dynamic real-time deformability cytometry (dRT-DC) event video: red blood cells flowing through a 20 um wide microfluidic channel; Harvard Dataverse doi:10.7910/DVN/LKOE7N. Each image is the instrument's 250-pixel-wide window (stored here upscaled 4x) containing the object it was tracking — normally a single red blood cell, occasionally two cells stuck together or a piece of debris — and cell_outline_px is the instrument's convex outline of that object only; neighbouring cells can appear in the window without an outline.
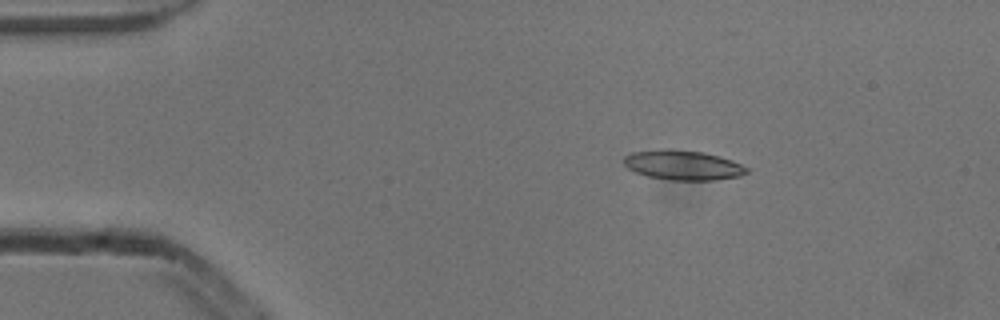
{"species": "common noctule bat (a hibernating species)", "species_latin": "Nyctalus noctula", "temperature_condition": "cold", "stored_images_in_passage": 6, "camera_frame_rate_fps": 3000, "um_per_image_px": 0.085, "animal": {"sex": "male", "body_mass_g": 13.3}, "frame": {"image": 1, "passage_image": 1, "time_ms": 0.0, "image_size_px": [1000, 320], "cell_outline_px": [[748, 172], [740, 176], [716, 180], [672, 180], [648, 176], [636, 172], [628, 168], [624, 164], [624, 156], [632, 152], [660, 148], [668, 148], [700, 152], [720, 156], [732, 160], [748, 168]], "centroid_in_image_um": [58.04, 14.02], "position_along_channel_um": 27.0, "area_um2": 21.33}}
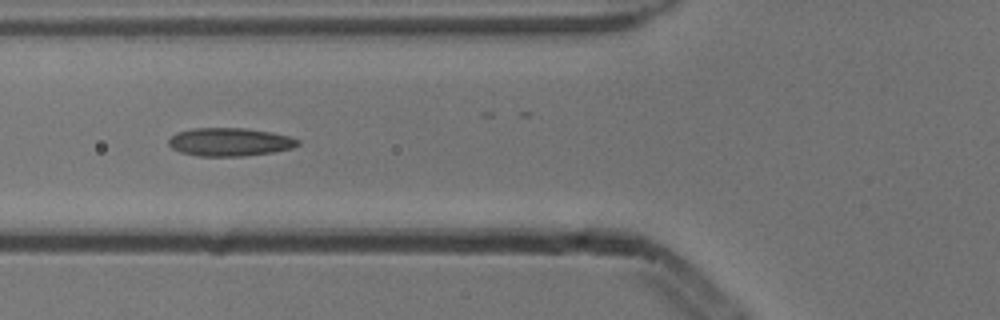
{"frame": {"image": 2, "passage_image": 4, "time_ms": 1.0, "image_size_px": [1000, 320], "cell_outline_px": [[300, 144], [292, 148], [272, 152], [244, 156], [196, 156], [180, 152], [172, 148], [168, 144], [168, 140], [176, 132], [192, 128], [248, 128], [272, 132], [288, 136], [300, 140]], "centroid_in_image_um": [19.52, 12.06], "position_along_channel_um": 106.3, "area_um2": 21.39}}
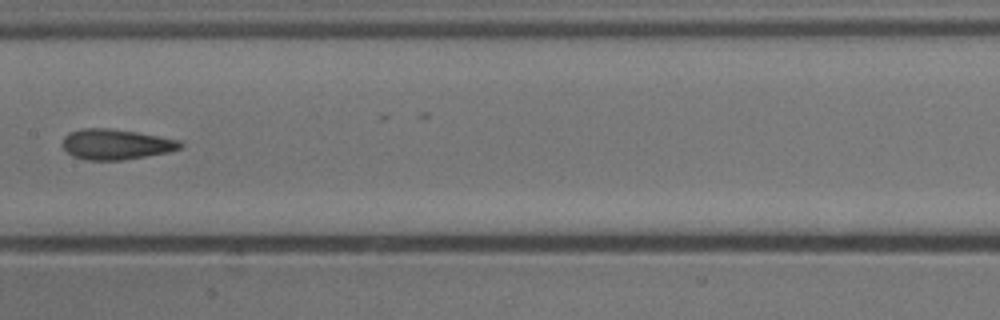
{"frame": {"image": 3, "passage_image": 6, "time_ms": 1.667, "image_size_px": [1000, 320], "cell_outline_px": [[184, 144], [180, 148], [168, 152], [124, 160], [88, 160], [72, 156], [64, 148], [64, 136], [68, 132], [84, 128], [108, 128], [136, 132], [180, 140]], "centroid_in_image_um": [9.86, 12.26], "position_along_channel_um": 197.5, "area_um2": 20.75}}